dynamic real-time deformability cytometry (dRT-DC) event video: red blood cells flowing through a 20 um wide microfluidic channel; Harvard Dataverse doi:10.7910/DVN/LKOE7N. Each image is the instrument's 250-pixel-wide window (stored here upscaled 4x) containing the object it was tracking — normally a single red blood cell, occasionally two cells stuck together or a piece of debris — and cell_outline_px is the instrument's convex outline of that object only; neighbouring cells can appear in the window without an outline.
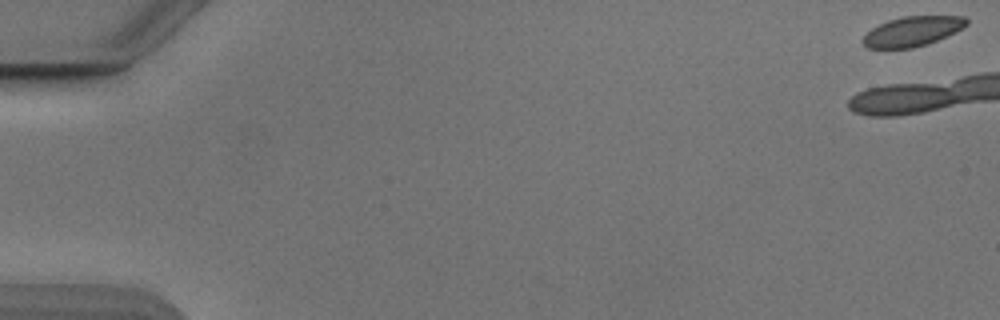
{"species": "Egyptian fruit bat (a non-hibernating species)", "species_latin": "Rousettus aegyptiacus", "temperature_condition": "cold", "stored_images_in_passage": 10, "camera_frame_rate_fps": 3000, "um_per_image_px": 0.085, "animal": {"sex": "male"}, "frame": {"image": 1, "passage_image": 1, "time_ms": 0.0, "image_size_px": [1000, 320], "cell_outline_px": [[968, 24], [928, 44], [912, 48], [868, 48], [860, 40], [872, 28], [888, 20], [904, 16], [964, 16], [968, 20]], "centroid_in_image_um": [77.51, 2.66], "position_along_channel_um": 7.5, "area_um2": 17.69}}